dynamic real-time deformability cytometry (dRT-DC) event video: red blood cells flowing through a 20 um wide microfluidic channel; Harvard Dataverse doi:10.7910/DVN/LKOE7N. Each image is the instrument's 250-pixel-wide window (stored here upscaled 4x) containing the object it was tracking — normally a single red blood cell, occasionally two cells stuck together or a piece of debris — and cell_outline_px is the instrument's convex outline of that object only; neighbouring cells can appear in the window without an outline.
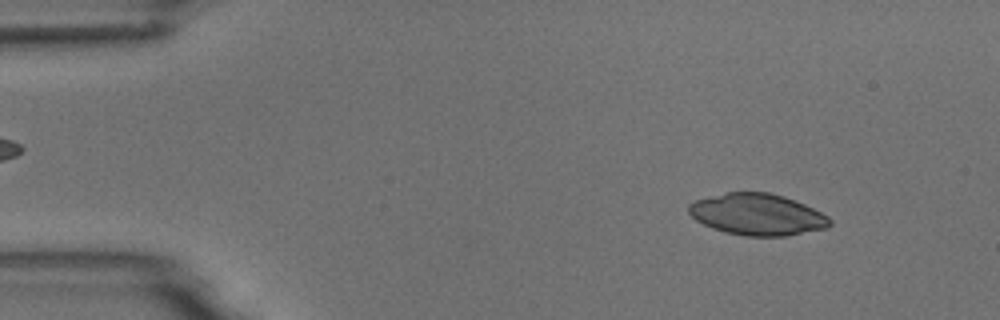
{"species": "common noctule bat (a hibernating species)", "species_latin": "Nyctalus noctula", "temperature_condition": "room temperature", "stored_images_in_passage": 53, "camera_frame_rate_fps": 3000, "um_per_image_px": 0.085, "animal": {"sex": "male", "body_mass_g": 18.8}, "frame": {"image": 1, "passage_image": 6, "time_ms": 1.667, "image_size_px": [1000, 320], "cell_outline_px": [[832, 224], [828, 228], [784, 236], [748, 236], [724, 232], [712, 228], [696, 220], [688, 212], [688, 204], [696, 200], [724, 192], [768, 192], [784, 196], [804, 204], [828, 216], [832, 220]], "centroid_in_image_um": [64.37, 18.23], "position_along_channel_um": 20.6, "area_um2": 34.16}}